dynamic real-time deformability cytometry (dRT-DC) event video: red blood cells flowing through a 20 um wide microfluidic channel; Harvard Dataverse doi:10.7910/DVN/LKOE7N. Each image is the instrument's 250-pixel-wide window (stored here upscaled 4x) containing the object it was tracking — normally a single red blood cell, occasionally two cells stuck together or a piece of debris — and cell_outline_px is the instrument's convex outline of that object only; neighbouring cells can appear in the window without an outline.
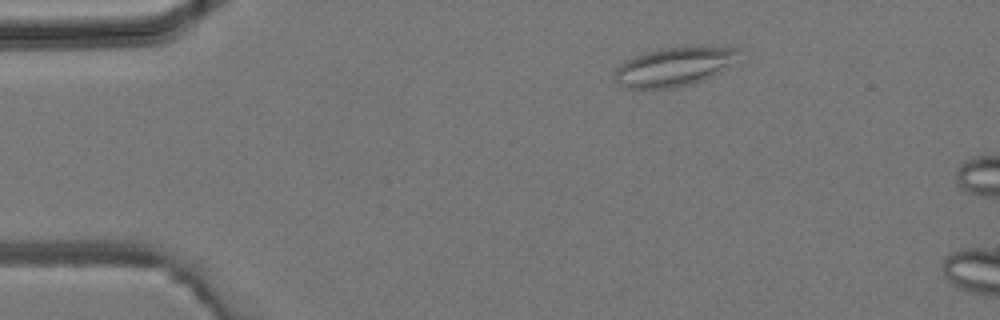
{"species": "common noctule bat (a hibernating species)", "species_latin": "Nyctalus noctula", "temperature_condition": "room temperature", "stored_images_in_passage": 4, "camera_frame_rate_fps": 3000, "um_per_image_px": 0.085, "animal": {"sex": "male", "body_mass_g": 19.2, "forearm_length_mm": 51.8}, "frame": {"image": 1, "passage_image": 1, "time_ms": 0.0, "image_size_px": [1000, 320], "cell_outline_px": [[744, 48], [728, 64], [708, 76], [700, 80], [688, 84], [672, 88], [624, 88], [616, 80], [612, 72], [624, 60], [644, 52], [660, 48], [684, 44]], "centroid_in_image_um": [57.22, 5.6], "position_along_channel_um": 27.8, "area_um2": 28.21}}